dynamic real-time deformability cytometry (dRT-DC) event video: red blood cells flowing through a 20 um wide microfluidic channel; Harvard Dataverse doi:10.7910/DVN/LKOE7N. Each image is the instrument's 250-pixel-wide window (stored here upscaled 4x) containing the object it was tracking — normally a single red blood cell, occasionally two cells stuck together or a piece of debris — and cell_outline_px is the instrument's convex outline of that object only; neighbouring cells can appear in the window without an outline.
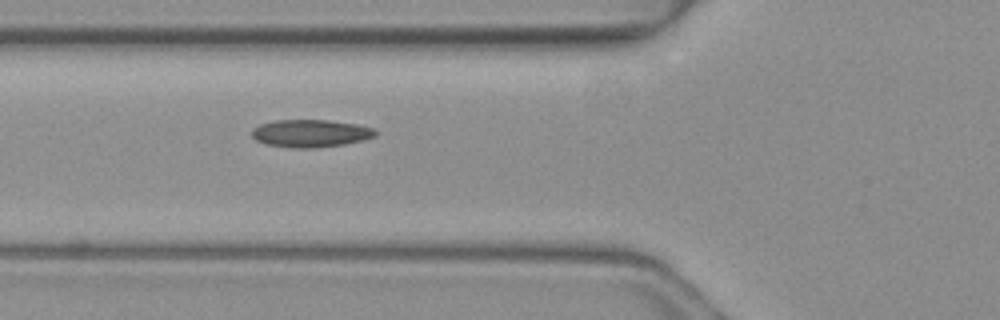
{"species": "common noctule bat (a hibernating species)", "species_latin": "Nyctalus noctula", "temperature_condition": "warm", "stored_images_in_passage": 4, "camera_frame_rate_fps": 3000, "um_per_image_px": 0.085, "animal": {"sex": "female", "body_mass_g": 19.3, "forearm_length_mm": 54.1}, "frame": {"image": 1, "passage_image": 4, "time_ms": 1.0, "image_size_px": [1000, 320], "cell_outline_px": [[376, 136], [344, 144], [312, 148], [292, 148], [264, 144], [256, 140], [252, 136], [252, 128], [260, 124], [276, 120], [328, 120], [356, 124], [372, 128], [376, 132]], "centroid_in_image_um": [26.34, 11.33], "position_along_channel_um": 99.5, "area_um2": 19.77}}